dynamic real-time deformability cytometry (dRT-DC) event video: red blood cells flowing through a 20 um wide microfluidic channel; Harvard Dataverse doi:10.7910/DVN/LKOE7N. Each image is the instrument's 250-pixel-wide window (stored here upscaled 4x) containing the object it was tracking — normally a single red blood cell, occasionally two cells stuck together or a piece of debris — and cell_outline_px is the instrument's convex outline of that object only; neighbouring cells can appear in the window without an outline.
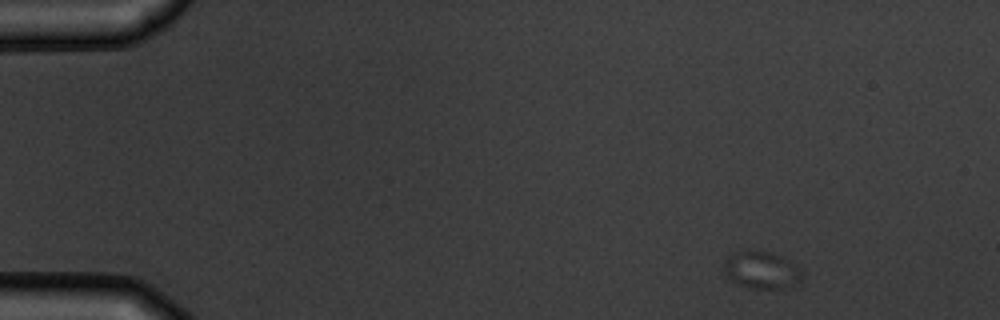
{"species": "common noctule bat (a hibernating species)", "species_latin": "Nyctalus noctula", "temperature_condition": "warm", "stored_images_in_passage": 4, "camera_frame_rate_fps": 3000, "um_per_image_px": 0.085, "animal": {"sex": "male", "body_mass_g": 19.5, "forearm_length_mm": 54.6}, "frame": {"image": 1, "passage_image": 1, "time_ms": 0.0, "image_size_px": [1000, 320], "cell_outline_px": [[800, 280], [792, 284], [780, 288], [752, 288], [740, 284], [732, 280], [724, 272], [724, 260], [732, 252], [768, 252], [796, 264], [800, 272]], "centroid_in_image_um": [64.67, 22.95], "position_along_channel_um": 20.3, "area_um2": 16.13}}
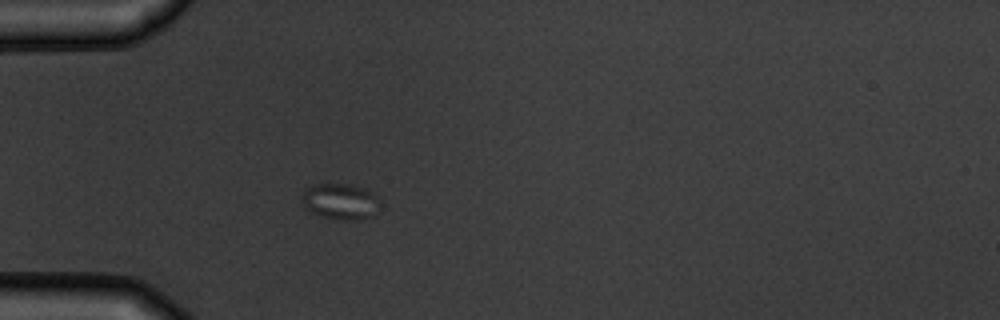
{"frame": {"image": 2, "passage_image": 4, "time_ms": 3.333, "image_size_px": [1000, 320], "cell_outline_px": [[376, 212], [372, 216], [356, 220], [348, 220], [324, 216], [312, 212], [304, 208], [300, 200], [300, 196], [304, 188], [312, 184], [348, 184], [368, 188], [376, 196]], "centroid_in_image_um": [28.85, 17.09], "position_along_channel_um": 56.1, "area_um2": 16.36}}